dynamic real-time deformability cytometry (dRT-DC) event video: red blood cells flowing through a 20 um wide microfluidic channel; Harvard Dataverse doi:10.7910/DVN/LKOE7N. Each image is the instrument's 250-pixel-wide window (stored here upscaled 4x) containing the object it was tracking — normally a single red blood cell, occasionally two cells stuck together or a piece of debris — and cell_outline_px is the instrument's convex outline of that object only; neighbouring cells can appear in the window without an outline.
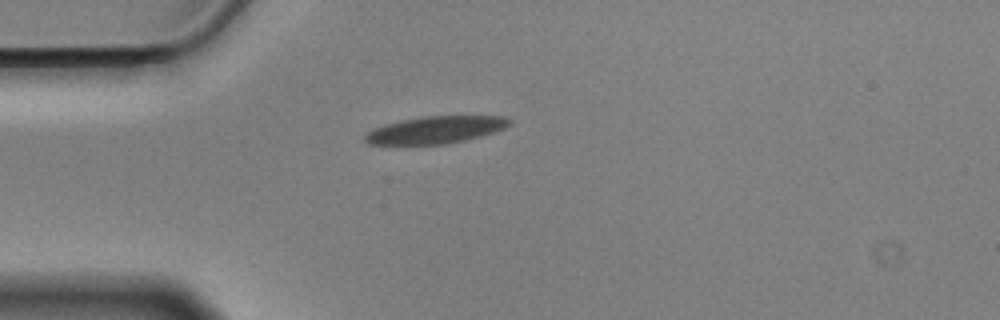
{"species": "Egyptian fruit bat (a non-hibernating species)", "species_latin": "Rousettus aegyptiacus", "temperature_condition": "cold", "stored_images_in_passage": 43, "camera_frame_rate_fps": 3000, "um_per_image_px": 0.085, "animal": {"sex": "male"}, "frame": {"image": 1, "passage_image": 1, "time_ms": 0.0, "image_size_px": [1000, 320], "cell_outline_px": [[512, 124], [504, 128], [480, 136], [448, 144], [368, 144], [364, 140], [364, 136], [372, 128], [384, 124], [400, 120], [420, 116], [504, 116], [512, 120]], "centroid_in_image_um": [37.0, 11.03], "position_along_channel_um": 48.0, "area_um2": 22.95}}
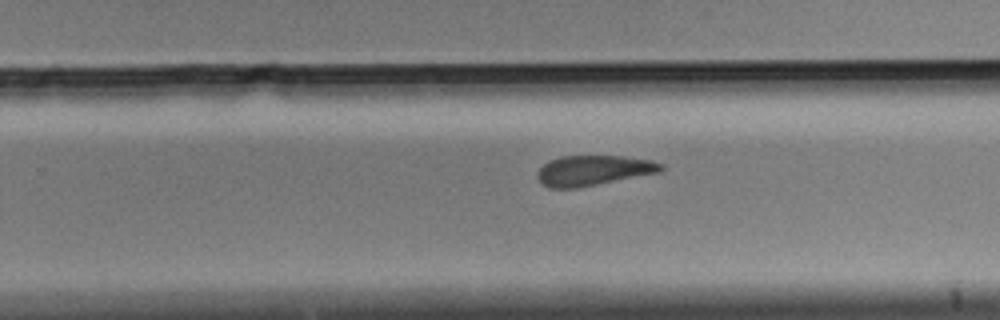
{"frame": {"image": 2, "passage_image": 22, "time_ms": 7.0, "image_size_px": [1000, 320], "cell_outline_px": [[664, 168], [660, 172], [576, 188], [548, 188], [540, 184], [536, 176], [536, 172], [548, 160], [560, 156], [624, 156], [652, 160], [664, 164]], "centroid_in_image_um": [50.4, 14.48], "position_along_channel_um": 279.4, "area_um2": 21.91}}
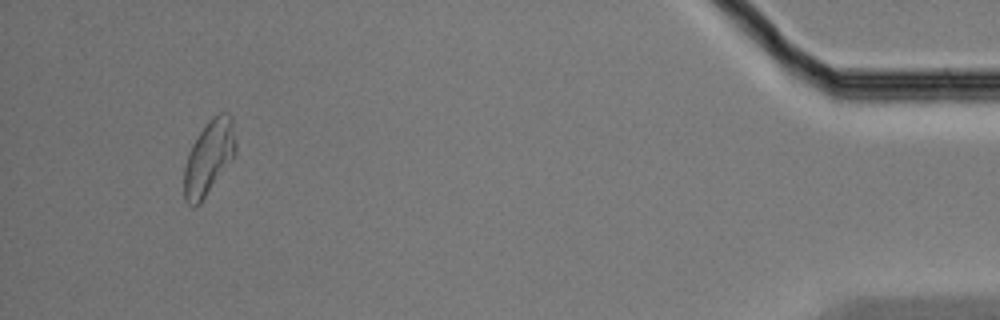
{"frame": {"image": 3, "passage_image": 40, "time_ms": 13.0, "image_size_px": [1000, 320], "cell_outline_px": [[236, 148], [232, 160], [200, 204], [192, 208], [184, 200], [184, 168], [188, 152], [192, 144], [208, 120], [212, 116], [220, 112], [228, 112], [232, 116], [236, 140]], "centroid_in_image_um": [17.75, 13.38], "position_along_channel_um": 417.4, "area_um2": 22.6}, "authors_computed_cell_mechanics": {"area_um2": 22.9466, "velocity_mm_per_s": 3.4863, "shape_relaxation_time_tau1_ms": 5.1744, "shape_relaxation_time_tau2_ms": 2.6486, "deformation_change_tau1": 0.1155, "deformation_change_tau2": 0.0948}}